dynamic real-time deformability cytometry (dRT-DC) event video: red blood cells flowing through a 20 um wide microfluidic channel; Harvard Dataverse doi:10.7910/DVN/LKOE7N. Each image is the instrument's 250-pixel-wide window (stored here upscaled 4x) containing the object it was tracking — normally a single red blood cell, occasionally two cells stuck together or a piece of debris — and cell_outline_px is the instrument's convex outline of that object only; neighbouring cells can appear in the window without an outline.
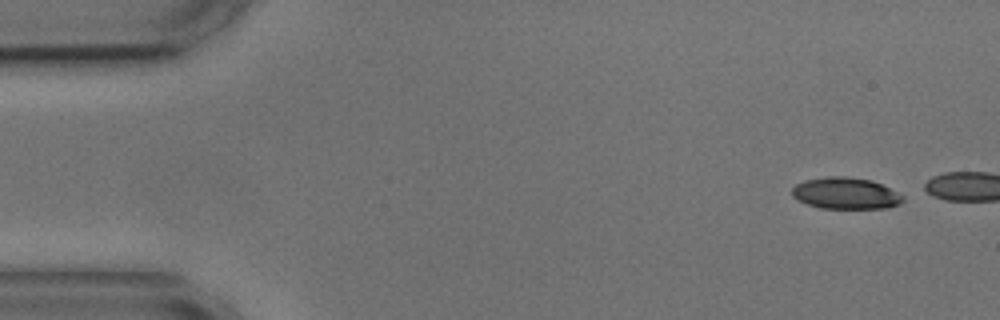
{"species": "common noctule bat (a hibernating species)", "species_latin": "Nyctalus noctula", "temperature_condition": "cold", "stored_images_in_passage": 3, "camera_frame_rate_fps": 3000, "um_per_image_px": 0.085, "animal": {"sex": "male", "body_mass_g": 17.9, "forearm_length_mm": 54.2}, "frame": {"image": 1, "passage_image": 1, "time_ms": 0.0, "image_size_px": [1000, 320], "cell_outline_px": [[904, 200], [900, 204], [888, 208], [820, 208], [796, 200], [792, 196], [792, 188], [796, 184], [804, 180], [828, 176], [844, 176], [872, 180], [904, 196]], "centroid_in_image_um": [71.86, 16.43], "position_along_channel_um": 13.1, "area_um2": 20.4}}